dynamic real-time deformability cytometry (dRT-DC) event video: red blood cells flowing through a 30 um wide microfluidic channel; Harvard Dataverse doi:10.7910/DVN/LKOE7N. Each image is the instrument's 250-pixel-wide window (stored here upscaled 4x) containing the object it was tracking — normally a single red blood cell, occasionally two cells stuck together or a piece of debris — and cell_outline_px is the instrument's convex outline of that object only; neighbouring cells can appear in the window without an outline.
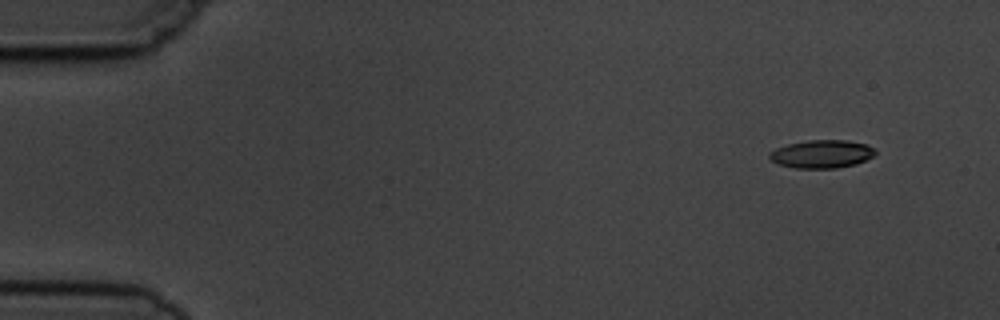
{"species": "common noctule bat (a hibernating species)", "species_latin": "Nyctalus noctula", "temperature_condition": "cold", "stored_images_in_passage": 5, "camera_frame_rate_fps": 3000, "um_per_image_px": 0.085, "animal": {"sex": "male", "body_mass_g": 19.5, "forearm_length_mm": 54.6}, "frame": {"image": 1, "passage_image": 1, "time_ms": 0.0, "image_size_px": [1000, 320], "cell_outline_px": [[876, 152], [872, 156], [856, 164], [836, 168], [796, 168], [780, 164], [772, 160], [768, 156], [768, 152], [776, 148], [788, 144], [808, 140], [848, 140], [868, 144]], "centroid_in_image_um": [69.84, 13.08], "position_along_channel_um": 15.2, "area_um2": 17.22}}
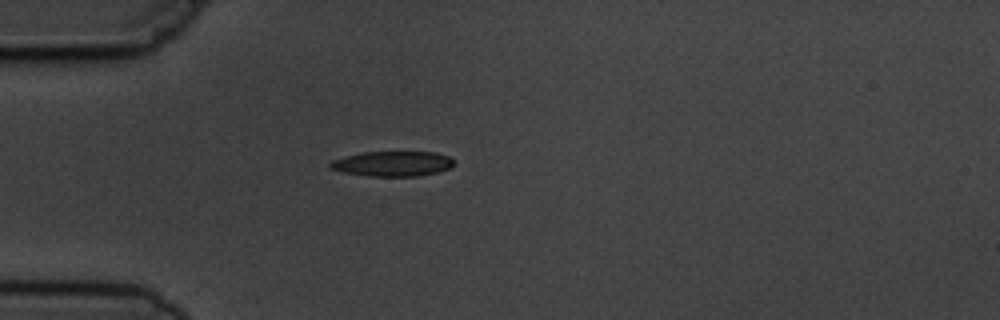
{"frame": {"image": 2, "passage_image": 4, "time_ms": 3.667, "image_size_px": [1000, 320], "cell_outline_px": [[452, 168], [440, 172], [416, 176], [368, 176], [344, 172], [332, 168], [328, 164], [332, 160], [344, 156], [364, 152], [436, 152], [448, 156], [452, 160]], "centroid_in_image_um": [33.39, 13.91], "position_along_channel_um": 51.6, "area_um2": 18.03}}